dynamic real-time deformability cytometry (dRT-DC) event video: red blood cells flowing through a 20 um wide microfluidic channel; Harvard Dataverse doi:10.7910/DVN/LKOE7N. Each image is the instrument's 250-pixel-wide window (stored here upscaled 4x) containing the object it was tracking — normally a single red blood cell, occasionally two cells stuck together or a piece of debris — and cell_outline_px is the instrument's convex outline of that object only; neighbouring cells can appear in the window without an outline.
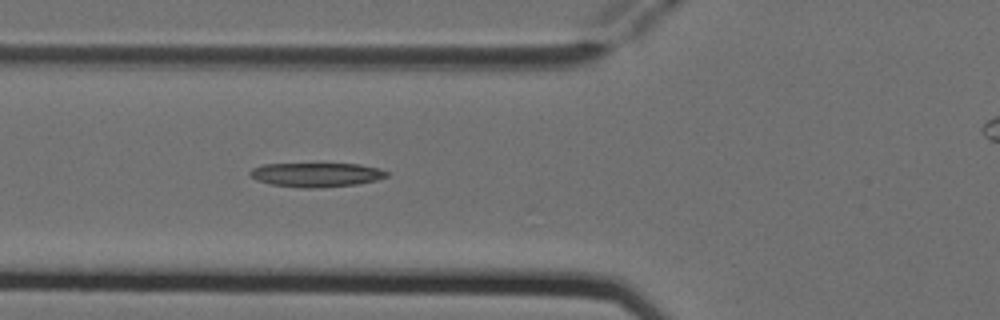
{"species": "Egyptian fruit bat (a non-hibernating species)", "species_latin": "Rousettus aegyptiacus", "temperature_condition": "cold", "stored_images_in_passage": 7, "camera_frame_rate_fps": 3000, "um_per_image_px": 0.085, "animal": {"sex": "female"}, "frame": {"image": 1, "passage_image": 6, "time_ms": 1.667, "image_size_px": [1000, 320], "cell_outline_px": [[388, 176], [376, 180], [356, 184], [320, 188], [300, 188], [272, 184], [256, 180], [248, 172], [252, 168], [264, 164], [360, 164], [380, 168], [388, 172]], "centroid_in_image_um": [26.9, 14.85], "position_along_channel_um": 98.9, "area_um2": 19.25}}